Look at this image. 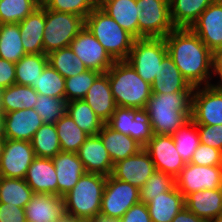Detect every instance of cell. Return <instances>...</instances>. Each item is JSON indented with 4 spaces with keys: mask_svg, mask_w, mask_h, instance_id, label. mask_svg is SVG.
<instances>
[{
    "mask_svg": "<svg viewBox=\"0 0 222 222\" xmlns=\"http://www.w3.org/2000/svg\"><path fill=\"white\" fill-rule=\"evenodd\" d=\"M38 93L31 86L13 84L0 90V110L6 114L22 109H32Z\"/></svg>",
    "mask_w": 222,
    "mask_h": 222,
    "instance_id": "f1b7e54d",
    "label": "cell"
},
{
    "mask_svg": "<svg viewBox=\"0 0 222 222\" xmlns=\"http://www.w3.org/2000/svg\"><path fill=\"white\" fill-rule=\"evenodd\" d=\"M191 29L212 52L222 48V0L210 4Z\"/></svg>",
    "mask_w": 222,
    "mask_h": 222,
    "instance_id": "2e32d148",
    "label": "cell"
},
{
    "mask_svg": "<svg viewBox=\"0 0 222 222\" xmlns=\"http://www.w3.org/2000/svg\"><path fill=\"white\" fill-rule=\"evenodd\" d=\"M150 155L155 169L174 178L186 163L178 153L172 135H155L143 147Z\"/></svg>",
    "mask_w": 222,
    "mask_h": 222,
    "instance_id": "5bb4252c",
    "label": "cell"
},
{
    "mask_svg": "<svg viewBox=\"0 0 222 222\" xmlns=\"http://www.w3.org/2000/svg\"><path fill=\"white\" fill-rule=\"evenodd\" d=\"M48 65V56L45 53L26 54L15 63L16 84L31 86L36 83L45 67Z\"/></svg>",
    "mask_w": 222,
    "mask_h": 222,
    "instance_id": "4dcf8cb0",
    "label": "cell"
},
{
    "mask_svg": "<svg viewBox=\"0 0 222 222\" xmlns=\"http://www.w3.org/2000/svg\"><path fill=\"white\" fill-rule=\"evenodd\" d=\"M210 222H222V214H219L217 217L210 220Z\"/></svg>",
    "mask_w": 222,
    "mask_h": 222,
    "instance_id": "91938a15",
    "label": "cell"
},
{
    "mask_svg": "<svg viewBox=\"0 0 222 222\" xmlns=\"http://www.w3.org/2000/svg\"><path fill=\"white\" fill-rule=\"evenodd\" d=\"M116 106L145 108L151 97V84L144 81L126 61H115L106 72Z\"/></svg>",
    "mask_w": 222,
    "mask_h": 222,
    "instance_id": "3957f363",
    "label": "cell"
},
{
    "mask_svg": "<svg viewBox=\"0 0 222 222\" xmlns=\"http://www.w3.org/2000/svg\"><path fill=\"white\" fill-rule=\"evenodd\" d=\"M146 206L152 222H172L185 207V197L175 186L172 190L155 196Z\"/></svg>",
    "mask_w": 222,
    "mask_h": 222,
    "instance_id": "484cf974",
    "label": "cell"
},
{
    "mask_svg": "<svg viewBox=\"0 0 222 222\" xmlns=\"http://www.w3.org/2000/svg\"><path fill=\"white\" fill-rule=\"evenodd\" d=\"M190 163L198 166H222V151L200 143Z\"/></svg>",
    "mask_w": 222,
    "mask_h": 222,
    "instance_id": "7dc6e473",
    "label": "cell"
},
{
    "mask_svg": "<svg viewBox=\"0 0 222 222\" xmlns=\"http://www.w3.org/2000/svg\"><path fill=\"white\" fill-rule=\"evenodd\" d=\"M155 170L149 153L142 148L137 154L114 163L111 176L141 189Z\"/></svg>",
    "mask_w": 222,
    "mask_h": 222,
    "instance_id": "9a60e30c",
    "label": "cell"
},
{
    "mask_svg": "<svg viewBox=\"0 0 222 222\" xmlns=\"http://www.w3.org/2000/svg\"><path fill=\"white\" fill-rule=\"evenodd\" d=\"M185 207L199 218L212 220L222 214V188L205 189L185 197Z\"/></svg>",
    "mask_w": 222,
    "mask_h": 222,
    "instance_id": "d4e9b609",
    "label": "cell"
},
{
    "mask_svg": "<svg viewBox=\"0 0 222 222\" xmlns=\"http://www.w3.org/2000/svg\"><path fill=\"white\" fill-rule=\"evenodd\" d=\"M18 24L25 53H44L43 31L45 29V7L40 4L39 7Z\"/></svg>",
    "mask_w": 222,
    "mask_h": 222,
    "instance_id": "603a6c76",
    "label": "cell"
},
{
    "mask_svg": "<svg viewBox=\"0 0 222 222\" xmlns=\"http://www.w3.org/2000/svg\"><path fill=\"white\" fill-rule=\"evenodd\" d=\"M83 100L105 124L110 120L117 106L106 73L95 79Z\"/></svg>",
    "mask_w": 222,
    "mask_h": 222,
    "instance_id": "7402d4cb",
    "label": "cell"
},
{
    "mask_svg": "<svg viewBox=\"0 0 222 222\" xmlns=\"http://www.w3.org/2000/svg\"><path fill=\"white\" fill-rule=\"evenodd\" d=\"M100 74L99 71L88 69L83 73L65 79L66 100L69 102L83 99Z\"/></svg>",
    "mask_w": 222,
    "mask_h": 222,
    "instance_id": "b9f144b4",
    "label": "cell"
},
{
    "mask_svg": "<svg viewBox=\"0 0 222 222\" xmlns=\"http://www.w3.org/2000/svg\"><path fill=\"white\" fill-rule=\"evenodd\" d=\"M175 147L185 163H190L195 150L199 147L200 137L197 124L191 119L172 135Z\"/></svg>",
    "mask_w": 222,
    "mask_h": 222,
    "instance_id": "74e56055",
    "label": "cell"
},
{
    "mask_svg": "<svg viewBox=\"0 0 222 222\" xmlns=\"http://www.w3.org/2000/svg\"><path fill=\"white\" fill-rule=\"evenodd\" d=\"M43 123L33 108L8 112L4 114V138L31 141Z\"/></svg>",
    "mask_w": 222,
    "mask_h": 222,
    "instance_id": "e0dca14e",
    "label": "cell"
},
{
    "mask_svg": "<svg viewBox=\"0 0 222 222\" xmlns=\"http://www.w3.org/2000/svg\"><path fill=\"white\" fill-rule=\"evenodd\" d=\"M191 119L197 125L222 124V88L211 85L194 87Z\"/></svg>",
    "mask_w": 222,
    "mask_h": 222,
    "instance_id": "30bf717a",
    "label": "cell"
},
{
    "mask_svg": "<svg viewBox=\"0 0 222 222\" xmlns=\"http://www.w3.org/2000/svg\"><path fill=\"white\" fill-rule=\"evenodd\" d=\"M36 155L30 141L5 139L0 160V176L25 179Z\"/></svg>",
    "mask_w": 222,
    "mask_h": 222,
    "instance_id": "4fadbf2b",
    "label": "cell"
},
{
    "mask_svg": "<svg viewBox=\"0 0 222 222\" xmlns=\"http://www.w3.org/2000/svg\"><path fill=\"white\" fill-rule=\"evenodd\" d=\"M77 155L86 172L105 176L112 174L114 164L99 135H89Z\"/></svg>",
    "mask_w": 222,
    "mask_h": 222,
    "instance_id": "ac0fdd59",
    "label": "cell"
},
{
    "mask_svg": "<svg viewBox=\"0 0 222 222\" xmlns=\"http://www.w3.org/2000/svg\"><path fill=\"white\" fill-rule=\"evenodd\" d=\"M169 56L193 87L212 80V51L191 28H175L164 38Z\"/></svg>",
    "mask_w": 222,
    "mask_h": 222,
    "instance_id": "6da1fadb",
    "label": "cell"
},
{
    "mask_svg": "<svg viewBox=\"0 0 222 222\" xmlns=\"http://www.w3.org/2000/svg\"><path fill=\"white\" fill-rule=\"evenodd\" d=\"M47 56L48 64L58 71L65 79L88 70L78 56L74 54L70 46L55 50Z\"/></svg>",
    "mask_w": 222,
    "mask_h": 222,
    "instance_id": "8d00e7d4",
    "label": "cell"
},
{
    "mask_svg": "<svg viewBox=\"0 0 222 222\" xmlns=\"http://www.w3.org/2000/svg\"><path fill=\"white\" fill-rule=\"evenodd\" d=\"M67 113L88 135H98L105 124L83 99L69 101Z\"/></svg>",
    "mask_w": 222,
    "mask_h": 222,
    "instance_id": "e575fe53",
    "label": "cell"
},
{
    "mask_svg": "<svg viewBox=\"0 0 222 222\" xmlns=\"http://www.w3.org/2000/svg\"><path fill=\"white\" fill-rule=\"evenodd\" d=\"M18 23L0 24V58L17 63L26 55Z\"/></svg>",
    "mask_w": 222,
    "mask_h": 222,
    "instance_id": "1f68e13d",
    "label": "cell"
},
{
    "mask_svg": "<svg viewBox=\"0 0 222 222\" xmlns=\"http://www.w3.org/2000/svg\"><path fill=\"white\" fill-rule=\"evenodd\" d=\"M84 26L85 20L79 15L45 8L44 53L48 55L55 50L69 47Z\"/></svg>",
    "mask_w": 222,
    "mask_h": 222,
    "instance_id": "8992f818",
    "label": "cell"
},
{
    "mask_svg": "<svg viewBox=\"0 0 222 222\" xmlns=\"http://www.w3.org/2000/svg\"><path fill=\"white\" fill-rule=\"evenodd\" d=\"M70 47L88 69L106 73L115 62L86 26L71 41Z\"/></svg>",
    "mask_w": 222,
    "mask_h": 222,
    "instance_id": "7c38bea8",
    "label": "cell"
},
{
    "mask_svg": "<svg viewBox=\"0 0 222 222\" xmlns=\"http://www.w3.org/2000/svg\"><path fill=\"white\" fill-rule=\"evenodd\" d=\"M106 150L108 151L113 164L137 154L143 146L129 135L114 131L107 124H104L98 133Z\"/></svg>",
    "mask_w": 222,
    "mask_h": 222,
    "instance_id": "4316f807",
    "label": "cell"
},
{
    "mask_svg": "<svg viewBox=\"0 0 222 222\" xmlns=\"http://www.w3.org/2000/svg\"><path fill=\"white\" fill-rule=\"evenodd\" d=\"M30 142L37 157L53 158L61 152L55 124L43 123Z\"/></svg>",
    "mask_w": 222,
    "mask_h": 222,
    "instance_id": "d590c367",
    "label": "cell"
},
{
    "mask_svg": "<svg viewBox=\"0 0 222 222\" xmlns=\"http://www.w3.org/2000/svg\"><path fill=\"white\" fill-rule=\"evenodd\" d=\"M175 187V178L169 174L155 170L144 186L140 189V202L147 204L155 196L172 190Z\"/></svg>",
    "mask_w": 222,
    "mask_h": 222,
    "instance_id": "7bdbcfd3",
    "label": "cell"
},
{
    "mask_svg": "<svg viewBox=\"0 0 222 222\" xmlns=\"http://www.w3.org/2000/svg\"><path fill=\"white\" fill-rule=\"evenodd\" d=\"M41 4L49 10L79 15L84 20L98 6L96 0H41Z\"/></svg>",
    "mask_w": 222,
    "mask_h": 222,
    "instance_id": "ee69618b",
    "label": "cell"
},
{
    "mask_svg": "<svg viewBox=\"0 0 222 222\" xmlns=\"http://www.w3.org/2000/svg\"><path fill=\"white\" fill-rule=\"evenodd\" d=\"M33 88L41 95L65 98V78L49 64L45 67L37 82L33 83Z\"/></svg>",
    "mask_w": 222,
    "mask_h": 222,
    "instance_id": "ab89813d",
    "label": "cell"
},
{
    "mask_svg": "<svg viewBox=\"0 0 222 222\" xmlns=\"http://www.w3.org/2000/svg\"><path fill=\"white\" fill-rule=\"evenodd\" d=\"M24 209L27 222H57L65 214L63 198L44 193H34Z\"/></svg>",
    "mask_w": 222,
    "mask_h": 222,
    "instance_id": "d6986e66",
    "label": "cell"
},
{
    "mask_svg": "<svg viewBox=\"0 0 222 222\" xmlns=\"http://www.w3.org/2000/svg\"><path fill=\"white\" fill-rule=\"evenodd\" d=\"M194 87L183 77L169 54L159 65L158 73L151 84L152 93L193 91Z\"/></svg>",
    "mask_w": 222,
    "mask_h": 222,
    "instance_id": "cb8c5ba5",
    "label": "cell"
},
{
    "mask_svg": "<svg viewBox=\"0 0 222 222\" xmlns=\"http://www.w3.org/2000/svg\"><path fill=\"white\" fill-rule=\"evenodd\" d=\"M41 4V0H0V24L20 23Z\"/></svg>",
    "mask_w": 222,
    "mask_h": 222,
    "instance_id": "f35d334b",
    "label": "cell"
},
{
    "mask_svg": "<svg viewBox=\"0 0 222 222\" xmlns=\"http://www.w3.org/2000/svg\"><path fill=\"white\" fill-rule=\"evenodd\" d=\"M175 186L184 197L205 189L222 188V166H198L186 163L175 177Z\"/></svg>",
    "mask_w": 222,
    "mask_h": 222,
    "instance_id": "8fae6325",
    "label": "cell"
},
{
    "mask_svg": "<svg viewBox=\"0 0 222 222\" xmlns=\"http://www.w3.org/2000/svg\"><path fill=\"white\" fill-rule=\"evenodd\" d=\"M193 91L152 93L146 104L152 132L155 135H173L191 120Z\"/></svg>",
    "mask_w": 222,
    "mask_h": 222,
    "instance_id": "7a4b0ae2",
    "label": "cell"
},
{
    "mask_svg": "<svg viewBox=\"0 0 222 222\" xmlns=\"http://www.w3.org/2000/svg\"><path fill=\"white\" fill-rule=\"evenodd\" d=\"M167 55L164 38H140L135 39L126 61L144 81L152 84L159 65Z\"/></svg>",
    "mask_w": 222,
    "mask_h": 222,
    "instance_id": "52a82bcc",
    "label": "cell"
},
{
    "mask_svg": "<svg viewBox=\"0 0 222 222\" xmlns=\"http://www.w3.org/2000/svg\"><path fill=\"white\" fill-rule=\"evenodd\" d=\"M62 152L77 153L81 145L89 136L65 113L55 123Z\"/></svg>",
    "mask_w": 222,
    "mask_h": 222,
    "instance_id": "d6a6232c",
    "label": "cell"
},
{
    "mask_svg": "<svg viewBox=\"0 0 222 222\" xmlns=\"http://www.w3.org/2000/svg\"><path fill=\"white\" fill-rule=\"evenodd\" d=\"M57 222H87V221L65 213Z\"/></svg>",
    "mask_w": 222,
    "mask_h": 222,
    "instance_id": "9f6ffc18",
    "label": "cell"
},
{
    "mask_svg": "<svg viewBox=\"0 0 222 222\" xmlns=\"http://www.w3.org/2000/svg\"><path fill=\"white\" fill-rule=\"evenodd\" d=\"M152 136L153 132L146 109H135V117L133 120L132 131H130V137L144 147Z\"/></svg>",
    "mask_w": 222,
    "mask_h": 222,
    "instance_id": "f6af8a7d",
    "label": "cell"
},
{
    "mask_svg": "<svg viewBox=\"0 0 222 222\" xmlns=\"http://www.w3.org/2000/svg\"><path fill=\"white\" fill-rule=\"evenodd\" d=\"M119 220L120 222H152L144 202H139L130 207Z\"/></svg>",
    "mask_w": 222,
    "mask_h": 222,
    "instance_id": "681fc988",
    "label": "cell"
},
{
    "mask_svg": "<svg viewBox=\"0 0 222 222\" xmlns=\"http://www.w3.org/2000/svg\"><path fill=\"white\" fill-rule=\"evenodd\" d=\"M33 194L25 179L0 176V203L25 208Z\"/></svg>",
    "mask_w": 222,
    "mask_h": 222,
    "instance_id": "836d02e7",
    "label": "cell"
},
{
    "mask_svg": "<svg viewBox=\"0 0 222 222\" xmlns=\"http://www.w3.org/2000/svg\"><path fill=\"white\" fill-rule=\"evenodd\" d=\"M87 222H120L117 218L107 217L102 214H98L95 218L89 219Z\"/></svg>",
    "mask_w": 222,
    "mask_h": 222,
    "instance_id": "11a10c76",
    "label": "cell"
},
{
    "mask_svg": "<svg viewBox=\"0 0 222 222\" xmlns=\"http://www.w3.org/2000/svg\"><path fill=\"white\" fill-rule=\"evenodd\" d=\"M25 181L33 193L58 195L57 175L52 158L36 156L28 168Z\"/></svg>",
    "mask_w": 222,
    "mask_h": 222,
    "instance_id": "44dd1931",
    "label": "cell"
},
{
    "mask_svg": "<svg viewBox=\"0 0 222 222\" xmlns=\"http://www.w3.org/2000/svg\"><path fill=\"white\" fill-rule=\"evenodd\" d=\"M172 222H210L207 219L199 218L193 212L184 207L178 214L173 218Z\"/></svg>",
    "mask_w": 222,
    "mask_h": 222,
    "instance_id": "db71d44e",
    "label": "cell"
},
{
    "mask_svg": "<svg viewBox=\"0 0 222 222\" xmlns=\"http://www.w3.org/2000/svg\"><path fill=\"white\" fill-rule=\"evenodd\" d=\"M138 5V39L165 38L175 26L169 0H136Z\"/></svg>",
    "mask_w": 222,
    "mask_h": 222,
    "instance_id": "ba28073f",
    "label": "cell"
},
{
    "mask_svg": "<svg viewBox=\"0 0 222 222\" xmlns=\"http://www.w3.org/2000/svg\"><path fill=\"white\" fill-rule=\"evenodd\" d=\"M134 117L135 109L117 106L110 120L106 124L114 131L130 136Z\"/></svg>",
    "mask_w": 222,
    "mask_h": 222,
    "instance_id": "bcb514c9",
    "label": "cell"
},
{
    "mask_svg": "<svg viewBox=\"0 0 222 222\" xmlns=\"http://www.w3.org/2000/svg\"><path fill=\"white\" fill-rule=\"evenodd\" d=\"M200 143L222 151V124L197 125Z\"/></svg>",
    "mask_w": 222,
    "mask_h": 222,
    "instance_id": "c3c4849f",
    "label": "cell"
},
{
    "mask_svg": "<svg viewBox=\"0 0 222 222\" xmlns=\"http://www.w3.org/2000/svg\"><path fill=\"white\" fill-rule=\"evenodd\" d=\"M98 6L125 31L138 39V5H136V0H102Z\"/></svg>",
    "mask_w": 222,
    "mask_h": 222,
    "instance_id": "83f0119b",
    "label": "cell"
},
{
    "mask_svg": "<svg viewBox=\"0 0 222 222\" xmlns=\"http://www.w3.org/2000/svg\"><path fill=\"white\" fill-rule=\"evenodd\" d=\"M16 84L15 63L0 58V90Z\"/></svg>",
    "mask_w": 222,
    "mask_h": 222,
    "instance_id": "816d5d0a",
    "label": "cell"
},
{
    "mask_svg": "<svg viewBox=\"0 0 222 222\" xmlns=\"http://www.w3.org/2000/svg\"><path fill=\"white\" fill-rule=\"evenodd\" d=\"M57 175L58 196L66 195L86 172L77 153L59 152L52 158Z\"/></svg>",
    "mask_w": 222,
    "mask_h": 222,
    "instance_id": "ffe728a7",
    "label": "cell"
},
{
    "mask_svg": "<svg viewBox=\"0 0 222 222\" xmlns=\"http://www.w3.org/2000/svg\"><path fill=\"white\" fill-rule=\"evenodd\" d=\"M4 145H5V138L0 137V160L3 155Z\"/></svg>",
    "mask_w": 222,
    "mask_h": 222,
    "instance_id": "680465c9",
    "label": "cell"
},
{
    "mask_svg": "<svg viewBox=\"0 0 222 222\" xmlns=\"http://www.w3.org/2000/svg\"><path fill=\"white\" fill-rule=\"evenodd\" d=\"M215 0H169L175 28H191L200 14Z\"/></svg>",
    "mask_w": 222,
    "mask_h": 222,
    "instance_id": "f546056e",
    "label": "cell"
},
{
    "mask_svg": "<svg viewBox=\"0 0 222 222\" xmlns=\"http://www.w3.org/2000/svg\"><path fill=\"white\" fill-rule=\"evenodd\" d=\"M67 104L66 98L38 94V99L33 109L40 115L44 123L55 124L67 113Z\"/></svg>",
    "mask_w": 222,
    "mask_h": 222,
    "instance_id": "60d3db41",
    "label": "cell"
},
{
    "mask_svg": "<svg viewBox=\"0 0 222 222\" xmlns=\"http://www.w3.org/2000/svg\"><path fill=\"white\" fill-rule=\"evenodd\" d=\"M212 75L218 76L217 84H210L211 86L222 88V48L216 49L212 52Z\"/></svg>",
    "mask_w": 222,
    "mask_h": 222,
    "instance_id": "f5cc1de1",
    "label": "cell"
},
{
    "mask_svg": "<svg viewBox=\"0 0 222 222\" xmlns=\"http://www.w3.org/2000/svg\"><path fill=\"white\" fill-rule=\"evenodd\" d=\"M0 137H4V113L0 110Z\"/></svg>",
    "mask_w": 222,
    "mask_h": 222,
    "instance_id": "6f0895ef",
    "label": "cell"
},
{
    "mask_svg": "<svg viewBox=\"0 0 222 222\" xmlns=\"http://www.w3.org/2000/svg\"><path fill=\"white\" fill-rule=\"evenodd\" d=\"M85 26L115 61L128 58L135 38L99 6L85 18Z\"/></svg>",
    "mask_w": 222,
    "mask_h": 222,
    "instance_id": "5b68a950",
    "label": "cell"
},
{
    "mask_svg": "<svg viewBox=\"0 0 222 222\" xmlns=\"http://www.w3.org/2000/svg\"><path fill=\"white\" fill-rule=\"evenodd\" d=\"M0 222H26L25 209L0 203Z\"/></svg>",
    "mask_w": 222,
    "mask_h": 222,
    "instance_id": "f907efd6",
    "label": "cell"
},
{
    "mask_svg": "<svg viewBox=\"0 0 222 222\" xmlns=\"http://www.w3.org/2000/svg\"><path fill=\"white\" fill-rule=\"evenodd\" d=\"M107 176L85 172L77 184L64 195L65 213L88 221L100 214Z\"/></svg>",
    "mask_w": 222,
    "mask_h": 222,
    "instance_id": "277c9868",
    "label": "cell"
},
{
    "mask_svg": "<svg viewBox=\"0 0 222 222\" xmlns=\"http://www.w3.org/2000/svg\"><path fill=\"white\" fill-rule=\"evenodd\" d=\"M140 189L131 184L107 176L100 214L120 219L133 205L140 202Z\"/></svg>",
    "mask_w": 222,
    "mask_h": 222,
    "instance_id": "9c48e42d",
    "label": "cell"
}]
</instances>
